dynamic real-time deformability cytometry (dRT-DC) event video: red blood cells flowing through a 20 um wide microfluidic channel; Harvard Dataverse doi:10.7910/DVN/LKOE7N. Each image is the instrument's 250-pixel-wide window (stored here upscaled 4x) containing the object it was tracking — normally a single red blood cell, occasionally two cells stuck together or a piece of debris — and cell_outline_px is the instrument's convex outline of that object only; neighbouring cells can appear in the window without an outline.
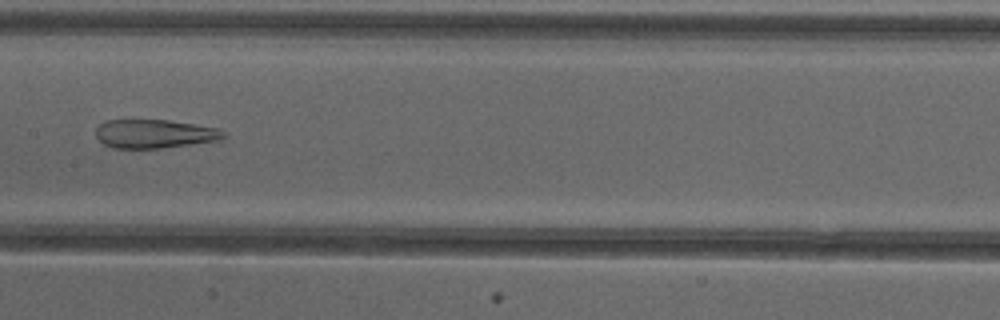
{"species": "common noctule bat (a hibernating species)", "species_latin": "Nyctalus noctula", "temperature_condition": "cold", "stored_images_in_passage": 36, "camera_frame_rate_fps": 3000, "um_per_image_px": 0.085, "animal": {"sex": "female"}, "frame": {"image": 1, "passage_image": 12, "time_ms": 3.667, "image_size_px": [1000, 320], "cell_outline_px": [[228, 136], [220, 140], [160, 148], [112, 148], [104, 144], [96, 136], [96, 128], [104, 120], [168, 120], [220, 128]], "centroid_in_image_um": [13.15, 11.37], "position_along_channel_um": 194.3, "area_um2": 21.39}, "authors_computed_cell_mechanics": {"area_um2": 23.9003, "velocity_mm_per_s": 4.0053, "shape_relaxation_time_tau1_ms": null, "shape_relaxation_time_tau2_ms": 2.4942, "deformation_change_tau1": null, "deformation_change_tau2": 0.1333}}